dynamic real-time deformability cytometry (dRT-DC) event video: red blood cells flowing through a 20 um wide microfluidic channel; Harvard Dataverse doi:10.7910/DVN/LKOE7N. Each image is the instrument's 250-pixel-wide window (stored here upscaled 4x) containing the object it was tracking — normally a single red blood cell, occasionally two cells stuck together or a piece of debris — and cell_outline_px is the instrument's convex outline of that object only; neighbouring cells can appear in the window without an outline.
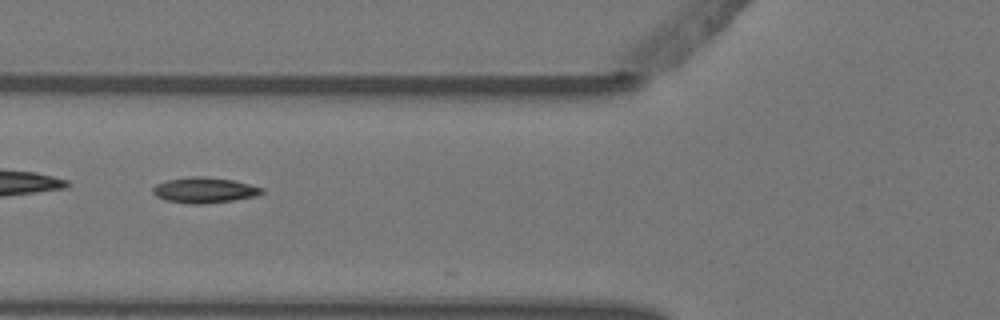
{"species": "Egyptian fruit bat (a non-hibernating species)", "species_latin": "Rousettus aegyptiacus", "temperature_condition": "warm", "stored_images_in_passage": 7, "camera_frame_rate_fps": 3000, "um_per_image_px": 0.085, "animal": {"sex": "female"}, "frame": {"image": 1, "passage_image": 6, "time_ms": 1.667, "image_size_px": [1000, 320], "cell_outline_px": [[264, 192], [256, 196], [232, 200], [200, 204], [192, 204], [168, 200], [156, 196], [152, 192], [152, 188], [156, 184], [168, 180], [192, 176], [204, 176], [232, 180], [264, 188]], "centroid_in_image_um": [17.37, 16.15], "position_along_channel_um": 108.4, "area_um2": 16.01}}